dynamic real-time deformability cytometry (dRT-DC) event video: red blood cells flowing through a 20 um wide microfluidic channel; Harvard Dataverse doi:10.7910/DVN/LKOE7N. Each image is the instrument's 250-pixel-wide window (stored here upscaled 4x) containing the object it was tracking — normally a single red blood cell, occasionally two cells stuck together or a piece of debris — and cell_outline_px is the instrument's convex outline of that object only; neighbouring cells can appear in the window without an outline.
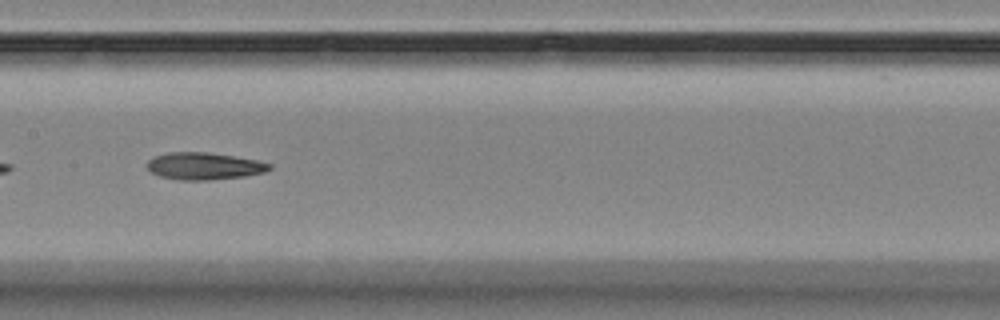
{"species": "Egyptian fruit bat (a non-hibernating species)", "species_latin": "Rousettus aegyptiacus", "temperature_condition": "room temperature", "stored_images_in_passage": 17, "camera_frame_rate_fps": 3000, "um_per_image_px": 0.085, "animal": {"sex": "female"}, "frame": {"image": 1, "passage_image": 8, "time_ms": 8.333, "image_size_px": [1000, 320], "cell_outline_px": [[272, 168], [264, 172], [244, 176], [208, 180], [180, 180], [160, 176], [152, 172], [148, 168], [148, 160], [152, 156], [168, 152], [208, 152], [256, 160], [272, 164]], "centroid_in_image_um": [17.33, 14.11], "position_along_channel_um": 190.1, "area_um2": 19.25}}
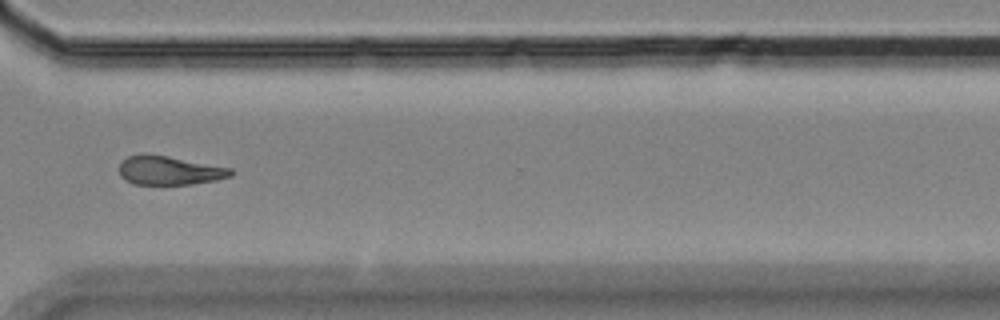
{"frame": {"image": 2, "passage_image": 12, "time_ms": 13.0, "image_size_px": [1000, 320], "cell_outline_px": [[232, 176], [216, 180], [192, 184], [132, 184], [124, 180], [120, 176], [120, 164], [128, 156], [168, 156], [232, 168]], "centroid_in_image_um": [14.43, 14.52], "position_along_channel_um": 356.2, "area_um2": 18.32}}
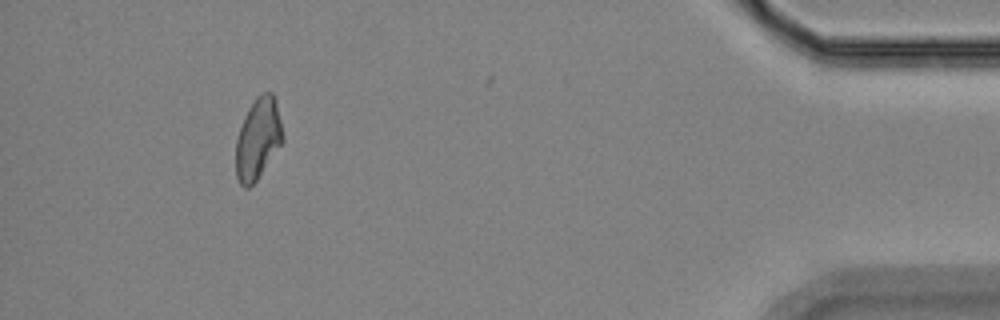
{"frame": {"image": 3, "passage_image": 17, "time_ms": 18.667, "image_size_px": [1000, 320], "cell_outline_px": [[284, 140], [256, 180], [248, 188], [244, 188], [240, 184], [236, 176], [236, 140], [240, 128], [248, 108], [256, 96], [264, 92], [272, 92], [276, 100], [284, 136]], "centroid_in_image_um": [21.93, 11.77], "position_along_channel_um": 413.3, "area_um2": 22.08}, "authors_computed_cell_mechanics": {"area_um2": 19.5942, "velocity_mm_per_s": 3.5707, "shape_relaxation_time_tau1_ms": 4.776, "shape_relaxation_time_tau2_ms": 2.9664, "deformation_change_tau1": 0.1251, "deformation_change_tau2": 0.0995}}